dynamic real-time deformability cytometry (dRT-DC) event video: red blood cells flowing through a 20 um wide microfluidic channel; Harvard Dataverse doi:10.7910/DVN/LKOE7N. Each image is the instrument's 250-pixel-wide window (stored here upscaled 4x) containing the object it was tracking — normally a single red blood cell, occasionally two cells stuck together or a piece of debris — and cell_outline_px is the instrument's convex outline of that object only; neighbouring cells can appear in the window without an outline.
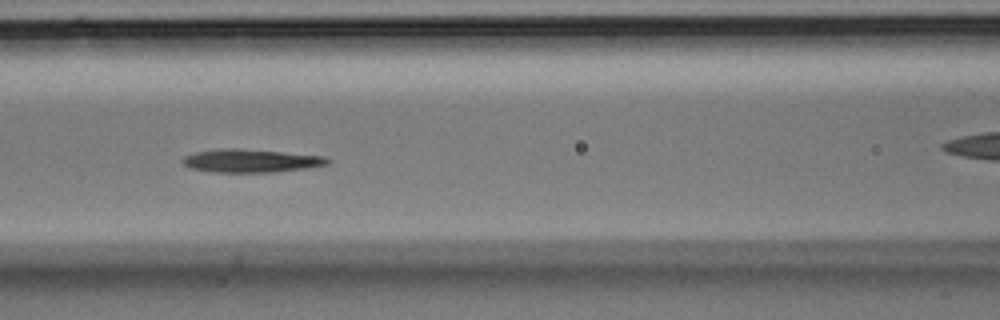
{"species": "Egyptian fruit bat (a non-hibernating species)", "species_latin": "Rousettus aegyptiacus", "temperature_condition": "room temperature", "stored_images_in_passage": 9, "camera_frame_rate_fps": 3000, "um_per_image_px": 0.085, "animal": {"sex": "male"}, "frame": {"image": 1, "passage_image": 7, "time_ms": 2.0, "image_size_px": [1000, 320], "cell_outline_px": [[328, 164], [304, 168], [272, 172], [212, 172], [188, 168], [180, 160], [184, 156], [196, 152], [224, 148], [236, 148], [324, 156], [328, 160]], "centroid_in_image_um": [21.23, 13.67], "position_along_channel_um": 145.4, "area_um2": 19.31}}
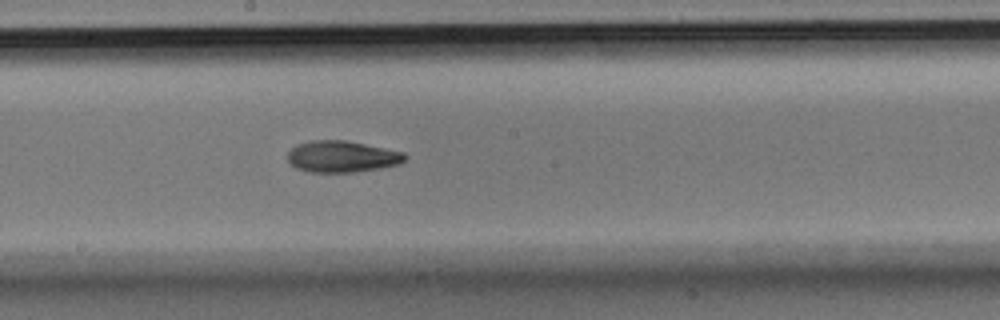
{"frame": {"image": 2, "passage_image": 9, "time_ms": 2.667, "image_size_px": [1000, 320], "cell_outline_px": [[408, 156], [400, 164], [380, 168], [352, 172], [308, 172], [296, 168], [288, 160], [288, 152], [296, 144], [312, 140], [344, 140], [404, 152]], "centroid_in_image_um": [29.06, 13.31], "position_along_channel_um": 219.1, "area_um2": 21.44}}